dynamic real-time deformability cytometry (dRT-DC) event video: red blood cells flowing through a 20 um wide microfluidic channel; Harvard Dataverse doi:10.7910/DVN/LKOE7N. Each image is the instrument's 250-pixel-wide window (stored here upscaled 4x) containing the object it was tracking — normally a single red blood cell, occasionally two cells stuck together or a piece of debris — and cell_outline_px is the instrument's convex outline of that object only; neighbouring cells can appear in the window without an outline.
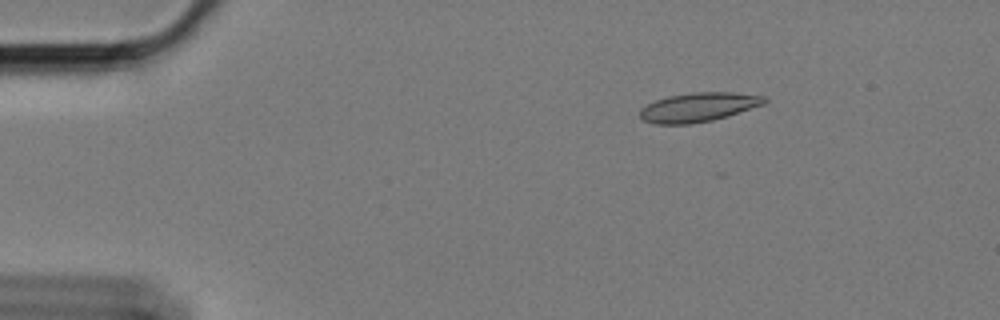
{"species": "Egyptian fruit bat (a non-hibernating species)", "species_latin": "Rousettus aegyptiacus", "temperature_condition": "cold", "stored_images_in_passage": 25, "camera_frame_rate_fps": 3000, "um_per_image_px": 0.085, "animal": {"sex": "female"}, "frame": {"image": 1, "passage_image": 2, "time_ms": 0.333, "image_size_px": [1000, 320], "cell_outline_px": [[768, 100], [764, 104], [728, 116], [712, 120], [692, 124], [656, 124], [644, 120], [640, 116], [640, 108], [656, 100], [668, 96], [692, 92], [732, 92], [768, 96]], "centroid_in_image_um": [59.4, 9.1], "position_along_channel_um": 25.6, "area_um2": 21.21}}
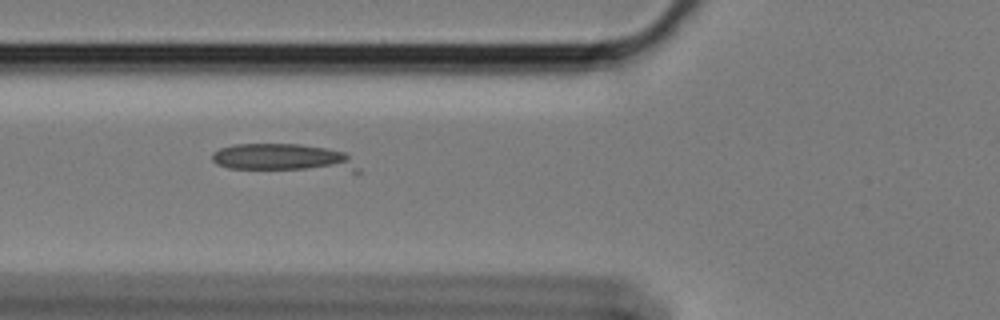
{"frame": {"image": 2, "passage_image": 15, "time_ms": 4.667, "image_size_px": [1000, 320], "cell_outline_px": [[360, 172], [352, 172], [228, 168], [216, 164], [212, 160], [212, 152], [220, 148], [232, 144], [300, 144], [328, 148], [344, 152], [360, 168]], "centroid_in_image_um": [24.12, 13.42], "position_along_channel_um": 101.7, "area_um2": 23.87}}
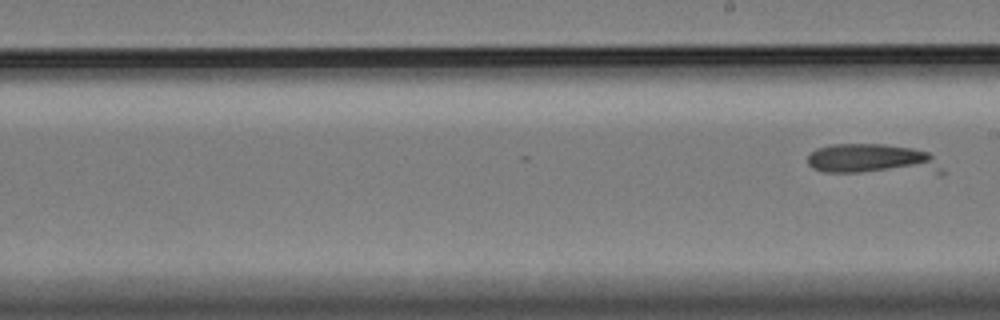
{"frame": {"image": 3, "passage_image": 25, "time_ms": 8.0, "image_size_px": [1000, 320], "cell_outline_px": [[944, 172], [824, 172], [812, 168], [808, 164], [808, 156], [816, 148], [828, 144], [884, 144], [912, 148], [928, 152], [932, 156]], "centroid_in_image_um": [74.08, 13.52], "position_along_channel_um": 214.9, "area_um2": 23.41}}